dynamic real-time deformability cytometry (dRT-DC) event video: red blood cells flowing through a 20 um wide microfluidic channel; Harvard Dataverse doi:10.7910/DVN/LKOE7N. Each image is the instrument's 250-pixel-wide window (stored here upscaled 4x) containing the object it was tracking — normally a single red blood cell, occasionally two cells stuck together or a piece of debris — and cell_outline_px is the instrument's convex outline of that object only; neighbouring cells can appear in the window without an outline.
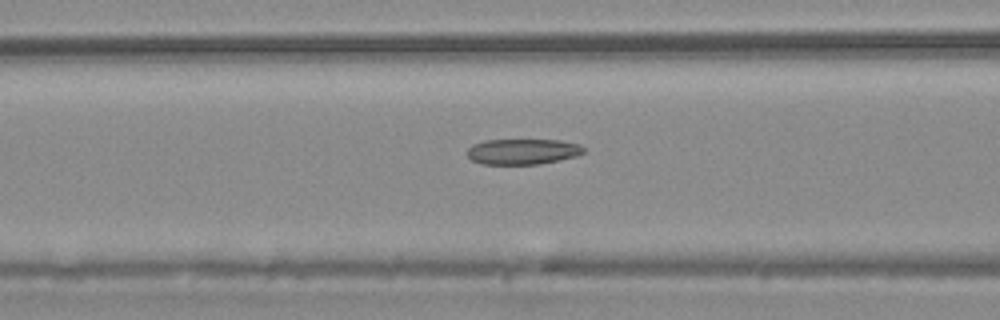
{"species": "common noctule bat (a hibernating species)", "species_latin": "Nyctalus noctula", "temperature_condition": "warm", "stored_images_in_passage": 54, "camera_frame_rate_fps": 3000, "um_per_image_px": 0.085, "animal": {"sex": "male", "body_mass_g": 20.4}, "frame": {"image": 1, "passage_image": 22, "time_ms": 7.0, "image_size_px": [1000, 320], "cell_outline_px": [[584, 152], [576, 156], [560, 160], [536, 164], [484, 164], [472, 160], [468, 156], [468, 148], [472, 144], [484, 140], [560, 140], [580, 144], [584, 148]], "centroid_in_image_um": [44.43, 12.87], "position_along_channel_um": 122.2, "area_um2": 17.34}}
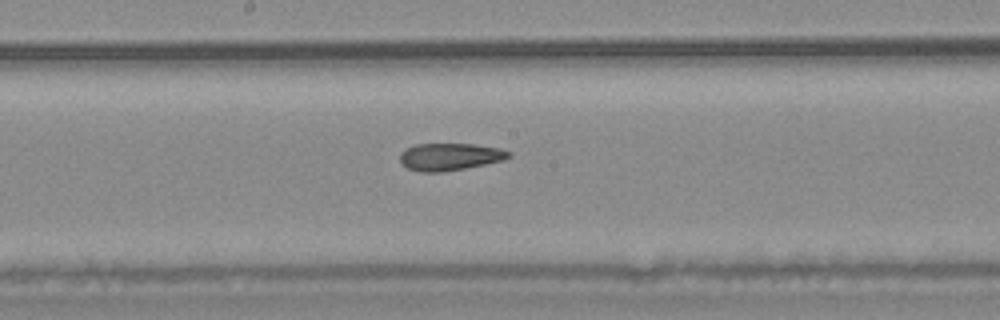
{"frame": {"image": 2, "passage_image": 29, "time_ms": 9.333, "image_size_px": [1000, 320], "cell_outline_px": [[512, 156], [504, 160], [464, 168], [440, 172], [420, 172], [408, 168], [400, 164], [400, 152], [404, 148], [416, 144], [472, 144], [500, 148], [512, 152]], "centroid_in_image_um": [38.22, 13.32], "position_along_channel_um": 210.0, "area_um2": 17.4}}
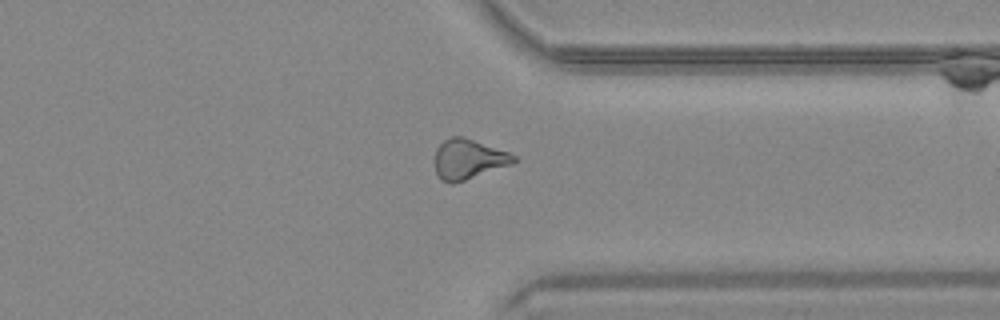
{"frame": {"image": 3, "passage_image": 42, "time_ms": 13.667, "image_size_px": [1000, 320], "cell_outline_px": [[520, 160], [512, 164], [452, 184], [440, 180], [436, 172], [432, 160], [436, 148], [444, 140], [452, 136], [464, 136], [508, 152], [516, 156]], "centroid_in_image_um": [39.78, 13.52], "position_along_channel_um": 371.6, "area_um2": 18.67}, "authors_computed_cell_mechanics": {"area_um2": 18.785, "velocity_mm_per_s": 3.7577, "shape_relaxation_time_tau1_ms": null, "shape_relaxation_time_tau2_ms": 5.3315, "deformation_change_tau1": null, "deformation_change_tau2": 0.1461}}